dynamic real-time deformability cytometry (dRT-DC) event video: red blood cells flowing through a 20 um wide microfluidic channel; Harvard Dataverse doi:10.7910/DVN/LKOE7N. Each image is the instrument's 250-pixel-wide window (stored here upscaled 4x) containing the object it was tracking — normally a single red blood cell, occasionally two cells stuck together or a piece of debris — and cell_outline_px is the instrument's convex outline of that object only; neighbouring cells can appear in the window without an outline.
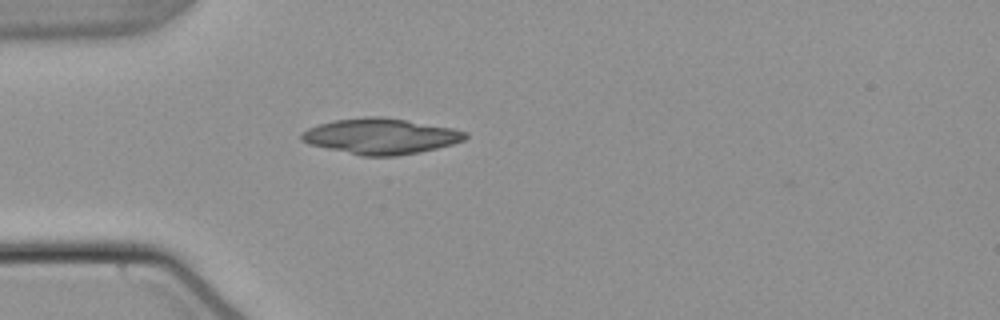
{"species": "common noctule bat (a hibernating species)", "species_latin": "Nyctalus noctula", "temperature_condition": "warm", "stored_images_in_passage": 2, "camera_frame_rate_fps": 3000, "um_per_image_px": 0.085, "animal": {"sex": "male", "body_mass_g": 21.5, "forearm_length_mm": 52.0}, "frame": {"image": 1, "passage_image": 1, "time_ms": 0.0, "image_size_px": [1000, 320], "cell_outline_px": [[468, 136], [464, 140], [452, 144], [420, 152], [396, 156], [360, 156], [308, 144], [300, 140], [300, 132], [308, 128], [320, 124], [336, 120], [364, 116], [380, 116], [452, 128], [468, 132]], "centroid_in_image_um": [32.32, 11.59], "position_along_channel_um": 52.7, "area_um2": 34.04}}